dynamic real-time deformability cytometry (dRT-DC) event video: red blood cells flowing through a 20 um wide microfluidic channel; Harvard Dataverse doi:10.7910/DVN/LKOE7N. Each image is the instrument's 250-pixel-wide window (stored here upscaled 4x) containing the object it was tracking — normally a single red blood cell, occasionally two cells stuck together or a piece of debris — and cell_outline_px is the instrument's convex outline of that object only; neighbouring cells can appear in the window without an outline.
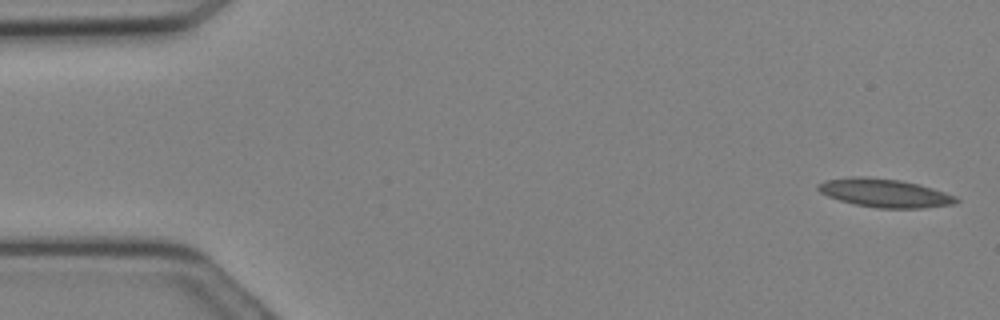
{"species": "Egyptian fruit bat (a non-hibernating species)", "species_latin": "Rousettus aegyptiacus", "temperature_condition": "cold", "stored_images_in_passage": 18, "camera_frame_rate_fps": 3000, "um_per_image_px": 0.085, "animal": {"sex": "female"}, "frame": {"image": 1, "passage_image": 1, "time_ms": 0.0, "image_size_px": [1000, 320], "cell_outline_px": [[960, 200], [956, 204], [924, 208], [876, 208], [856, 204], [840, 200], [828, 196], [820, 192], [816, 188], [816, 184], [828, 180], [848, 176], [864, 176], [900, 180], [920, 184], [956, 196]], "centroid_in_image_um": [75.21, 16.4], "position_along_channel_um": 9.8, "area_um2": 23.0}}
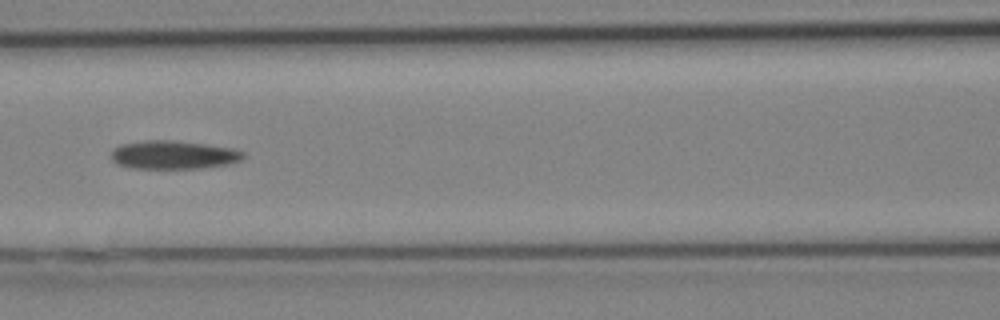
{"frame": {"image": 2, "passage_image": 13, "time_ms": 4.0, "image_size_px": [1000, 320], "cell_outline_px": [[244, 156], [240, 160], [224, 164], [200, 168], [132, 168], [116, 164], [112, 160], [112, 148], [120, 144], [144, 140], [176, 140], [208, 144], [232, 148], [244, 152]], "centroid_in_image_um": [14.69, 13.14], "position_along_channel_um": 151.9, "area_um2": 21.91}}
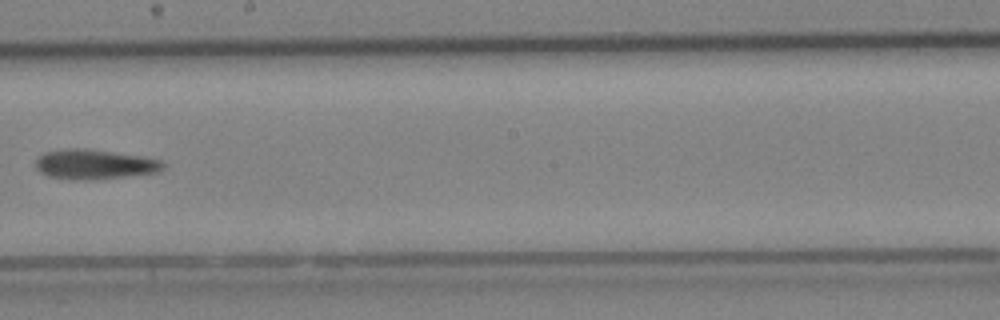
{"frame": {"image": 3, "passage_image": 17, "time_ms": 5.333, "image_size_px": [1000, 320], "cell_outline_px": [[168, 164], [160, 172], [124, 176], [48, 176], [40, 172], [36, 168], [36, 160], [44, 152], [64, 148], [88, 148], [144, 156], [164, 160]], "centroid_in_image_um": [8.15, 13.88], "position_along_channel_um": 240.1, "area_um2": 21.21}}